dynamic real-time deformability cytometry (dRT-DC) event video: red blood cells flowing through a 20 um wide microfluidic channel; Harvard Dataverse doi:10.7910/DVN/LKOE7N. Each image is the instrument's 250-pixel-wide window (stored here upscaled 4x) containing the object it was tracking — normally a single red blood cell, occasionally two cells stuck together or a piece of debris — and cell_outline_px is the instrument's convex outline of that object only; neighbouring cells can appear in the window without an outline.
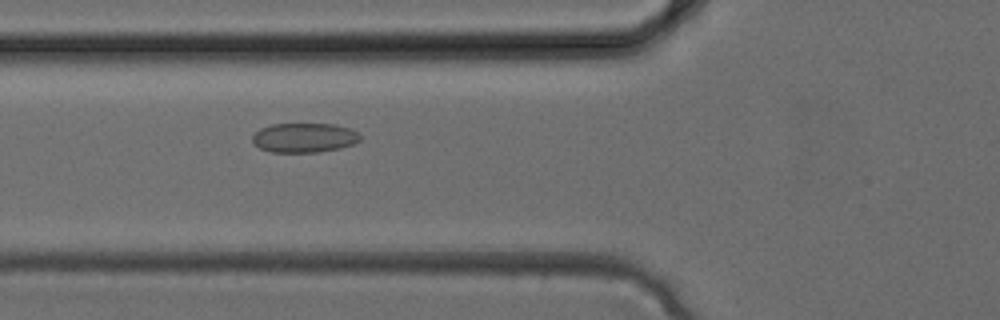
{"species": "common noctule bat (a hibernating species)", "species_latin": "Nyctalus noctula", "temperature_condition": "cold", "stored_images_in_passage": 33, "camera_frame_rate_fps": 3000, "um_per_image_px": 0.085, "animal": {"sex": "female", "body_mass_g": 24.6, "forearm_length_mm": 56.2}, "frame": {"image": 1, "passage_image": 11, "time_ms": 3.333, "image_size_px": [1000, 320], "cell_outline_px": [[360, 140], [352, 144], [340, 148], [320, 152], [272, 152], [260, 148], [252, 140], [252, 136], [260, 128], [272, 124], [336, 124], [348, 128], [356, 132], [360, 136]], "centroid_in_image_um": [25.85, 11.7], "position_along_channel_um": 99.9, "area_um2": 18.38}}
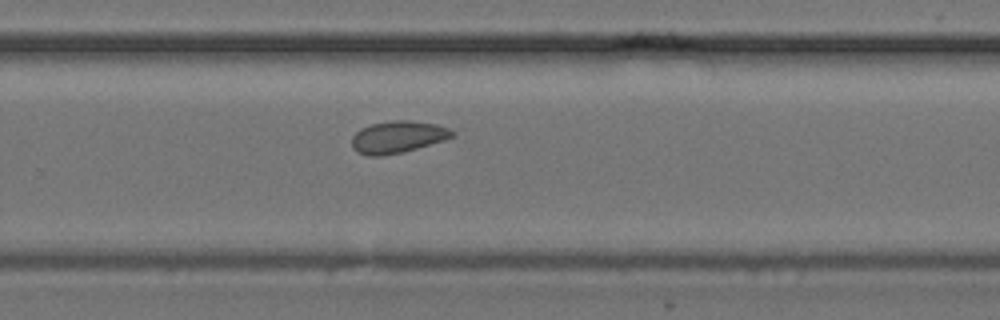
{"frame": {"image": 2, "passage_image": 21, "time_ms": 6.667, "image_size_px": [1000, 320], "cell_outline_px": [[456, 136], [444, 140], [404, 152], [380, 156], [368, 156], [356, 152], [352, 148], [352, 136], [360, 128], [372, 124], [392, 120], [408, 120], [436, 124], [448, 128], [456, 132]], "centroid_in_image_um": [33.81, 11.65], "position_along_channel_um": 296.0, "area_um2": 18.9}}
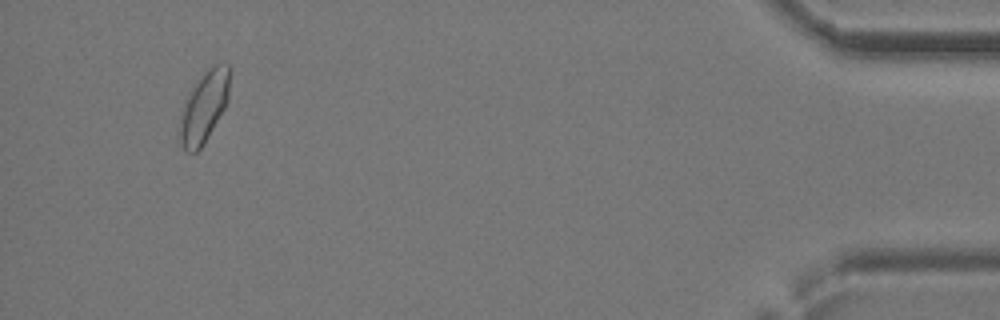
{"frame": {"image": 3, "passage_image": 31, "time_ms": 10.0, "image_size_px": [1000, 320], "cell_outline_px": [[232, 68], [228, 100], [224, 108], [204, 144], [196, 152], [184, 152], [180, 144], [180, 120], [184, 100], [188, 92], [204, 72], [208, 68], [216, 64], [228, 64]], "centroid_in_image_um": [17.36, 9.06], "position_along_channel_um": 417.8, "area_um2": 20.92}}